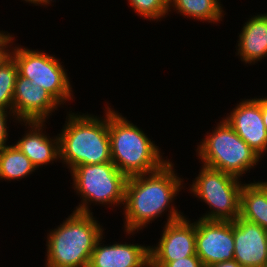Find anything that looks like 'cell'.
<instances>
[{"label":"cell","mask_w":267,"mask_h":267,"mask_svg":"<svg viewBox=\"0 0 267 267\" xmlns=\"http://www.w3.org/2000/svg\"><path fill=\"white\" fill-rule=\"evenodd\" d=\"M243 184L240 192V217L267 230V182Z\"/></svg>","instance_id":"e0dca14e"},{"label":"cell","mask_w":267,"mask_h":267,"mask_svg":"<svg viewBox=\"0 0 267 267\" xmlns=\"http://www.w3.org/2000/svg\"><path fill=\"white\" fill-rule=\"evenodd\" d=\"M172 10L184 18L211 24L220 23L225 15L220 0H169V12Z\"/></svg>","instance_id":"ac0fdd59"},{"label":"cell","mask_w":267,"mask_h":267,"mask_svg":"<svg viewBox=\"0 0 267 267\" xmlns=\"http://www.w3.org/2000/svg\"><path fill=\"white\" fill-rule=\"evenodd\" d=\"M108 131L111 161L127 177L152 173L169 161L163 158L164 153L155 141L111 106H108Z\"/></svg>","instance_id":"3957f363"},{"label":"cell","mask_w":267,"mask_h":267,"mask_svg":"<svg viewBox=\"0 0 267 267\" xmlns=\"http://www.w3.org/2000/svg\"><path fill=\"white\" fill-rule=\"evenodd\" d=\"M36 167L14 144H6L0 150V180L19 181L29 177Z\"/></svg>","instance_id":"d6986e66"},{"label":"cell","mask_w":267,"mask_h":267,"mask_svg":"<svg viewBox=\"0 0 267 267\" xmlns=\"http://www.w3.org/2000/svg\"><path fill=\"white\" fill-rule=\"evenodd\" d=\"M129 7L144 20H156V22L169 13V0H128Z\"/></svg>","instance_id":"44dd1931"},{"label":"cell","mask_w":267,"mask_h":267,"mask_svg":"<svg viewBox=\"0 0 267 267\" xmlns=\"http://www.w3.org/2000/svg\"><path fill=\"white\" fill-rule=\"evenodd\" d=\"M206 133L195 149L202 165L241 179L261 162L262 158L223 118L211 133Z\"/></svg>","instance_id":"5b68a950"},{"label":"cell","mask_w":267,"mask_h":267,"mask_svg":"<svg viewBox=\"0 0 267 267\" xmlns=\"http://www.w3.org/2000/svg\"><path fill=\"white\" fill-rule=\"evenodd\" d=\"M236 56L245 64L255 65L267 57V13L251 15L243 25Z\"/></svg>","instance_id":"2e32d148"},{"label":"cell","mask_w":267,"mask_h":267,"mask_svg":"<svg viewBox=\"0 0 267 267\" xmlns=\"http://www.w3.org/2000/svg\"><path fill=\"white\" fill-rule=\"evenodd\" d=\"M102 117L67 111L65 124L58 134L59 159L71 171L78 165L111 161L108 131V106ZM82 115H81V114Z\"/></svg>","instance_id":"7a4b0ae2"},{"label":"cell","mask_w":267,"mask_h":267,"mask_svg":"<svg viewBox=\"0 0 267 267\" xmlns=\"http://www.w3.org/2000/svg\"><path fill=\"white\" fill-rule=\"evenodd\" d=\"M196 255L204 267L234 260L233 221L196 220Z\"/></svg>","instance_id":"9c48e42d"},{"label":"cell","mask_w":267,"mask_h":267,"mask_svg":"<svg viewBox=\"0 0 267 267\" xmlns=\"http://www.w3.org/2000/svg\"><path fill=\"white\" fill-rule=\"evenodd\" d=\"M103 239L104 233L95 244L88 267H150L149 245L128 242L106 245Z\"/></svg>","instance_id":"5bb4252c"},{"label":"cell","mask_w":267,"mask_h":267,"mask_svg":"<svg viewBox=\"0 0 267 267\" xmlns=\"http://www.w3.org/2000/svg\"><path fill=\"white\" fill-rule=\"evenodd\" d=\"M14 39V35L9 32L0 31V66L11 57V46L15 41Z\"/></svg>","instance_id":"603a6c76"},{"label":"cell","mask_w":267,"mask_h":267,"mask_svg":"<svg viewBox=\"0 0 267 267\" xmlns=\"http://www.w3.org/2000/svg\"><path fill=\"white\" fill-rule=\"evenodd\" d=\"M150 267H204V265L195 254L169 263H150Z\"/></svg>","instance_id":"7402d4cb"},{"label":"cell","mask_w":267,"mask_h":267,"mask_svg":"<svg viewBox=\"0 0 267 267\" xmlns=\"http://www.w3.org/2000/svg\"><path fill=\"white\" fill-rule=\"evenodd\" d=\"M11 57L17 64L20 76L29 79L32 85L46 90L61 105L74 99L67 70L55 55L15 45L12 46Z\"/></svg>","instance_id":"ba28073f"},{"label":"cell","mask_w":267,"mask_h":267,"mask_svg":"<svg viewBox=\"0 0 267 267\" xmlns=\"http://www.w3.org/2000/svg\"><path fill=\"white\" fill-rule=\"evenodd\" d=\"M261 114L263 118V123L267 130V96L261 98Z\"/></svg>","instance_id":"d4e9b609"},{"label":"cell","mask_w":267,"mask_h":267,"mask_svg":"<svg viewBox=\"0 0 267 267\" xmlns=\"http://www.w3.org/2000/svg\"><path fill=\"white\" fill-rule=\"evenodd\" d=\"M200 168L188 189L197 200L203 201L210 208L199 219L234 221L240 217V192L244 182L220 170L204 165Z\"/></svg>","instance_id":"52a82bcc"},{"label":"cell","mask_w":267,"mask_h":267,"mask_svg":"<svg viewBox=\"0 0 267 267\" xmlns=\"http://www.w3.org/2000/svg\"><path fill=\"white\" fill-rule=\"evenodd\" d=\"M61 104L40 86H34L31 81L18 74L14 95L13 122H46Z\"/></svg>","instance_id":"7c38bea8"},{"label":"cell","mask_w":267,"mask_h":267,"mask_svg":"<svg viewBox=\"0 0 267 267\" xmlns=\"http://www.w3.org/2000/svg\"><path fill=\"white\" fill-rule=\"evenodd\" d=\"M54 1L53 0H30L28 3H29V5L31 3V4H34V6H41L42 5V6L46 7V6L52 5L51 3Z\"/></svg>","instance_id":"4316f807"},{"label":"cell","mask_w":267,"mask_h":267,"mask_svg":"<svg viewBox=\"0 0 267 267\" xmlns=\"http://www.w3.org/2000/svg\"><path fill=\"white\" fill-rule=\"evenodd\" d=\"M18 67L12 57L0 66V110L13 113V95Z\"/></svg>","instance_id":"ffe728a7"},{"label":"cell","mask_w":267,"mask_h":267,"mask_svg":"<svg viewBox=\"0 0 267 267\" xmlns=\"http://www.w3.org/2000/svg\"><path fill=\"white\" fill-rule=\"evenodd\" d=\"M208 267H242V266L236 260H232V261H223L215 263Z\"/></svg>","instance_id":"484cf974"},{"label":"cell","mask_w":267,"mask_h":267,"mask_svg":"<svg viewBox=\"0 0 267 267\" xmlns=\"http://www.w3.org/2000/svg\"><path fill=\"white\" fill-rule=\"evenodd\" d=\"M9 115V116H8ZM12 116V117H11ZM11 117L12 119L16 120L14 118V115L12 112H7L5 110H0V150L7 144L8 137H9V126L8 125V118Z\"/></svg>","instance_id":"cb8c5ba5"},{"label":"cell","mask_w":267,"mask_h":267,"mask_svg":"<svg viewBox=\"0 0 267 267\" xmlns=\"http://www.w3.org/2000/svg\"><path fill=\"white\" fill-rule=\"evenodd\" d=\"M234 260L242 267H267V230L241 217L233 221Z\"/></svg>","instance_id":"4fadbf2b"},{"label":"cell","mask_w":267,"mask_h":267,"mask_svg":"<svg viewBox=\"0 0 267 267\" xmlns=\"http://www.w3.org/2000/svg\"><path fill=\"white\" fill-rule=\"evenodd\" d=\"M183 182L170 160L157 171L128 177L122 208L125 234L134 235L167 211L166 223L185 217L174 203L185 187Z\"/></svg>","instance_id":"6da1fadb"},{"label":"cell","mask_w":267,"mask_h":267,"mask_svg":"<svg viewBox=\"0 0 267 267\" xmlns=\"http://www.w3.org/2000/svg\"><path fill=\"white\" fill-rule=\"evenodd\" d=\"M156 246L149 247L150 263H169L196 254V221L183 217L166 223Z\"/></svg>","instance_id":"30bf717a"},{"label":"cell","mask_w":267,"mask_h":267,"mask_svg":"<svg viewBox=\"0 0 267 267\" xmlns=\"http://www.w3.org/2000/svg\"><path fill=\"white\" fill-rule=\"evenodd\" d=\"M93 213H72L50 229L46 239L45 267H88L97 240L104 233Z\"/></svg>","instance_id":"277c9868"},{"label":"cell","mask_w":267,"mask_h":267,"mask_svg":"<svg viewBox=\"0 0 267 267\" xmlns=\"http://www.w3.org/2000/svg\"><path fill=\"white\" fill-rule=\"evenodd\" d=\"M73 189L81 202L74 211L93 213L90 206L122 207L125 200V186L128 177L121 173L113 162L78 165L70 171ZM90 205V206H89Z\"/></svg>","instance_id":"8992f818"},{"label":"cell","mask_w":267,"mask_h":267,"mask_svg":"<svg viewBox=\"0 0 267 267\" xmlns=\"http://www.w3.org/2000/svg\"><path fill=\"white\" fill-rule=\"evenodd\" d=\"M21 126H26L22 138L18 139L15 146L24 153L33 165L38 170L39 167L52 164L54 161H59V137L53 136L50 138L49 134L46 135L45 122H19ZM45 128V129H44Z\"/></svg>","instance_id":"9a60e30c"},{"label":"cell","mask_w":267,"mask_h":267,"mask_svg":"<svg viewBox=\"0 0 267 267\" xmlns=\"http://www.w3.org/2000/svg\"><path fill=\"white\" fill-rule=\"evenodd\" d=\"M261 158L267 152V130L261 114V98L241 99L223 118Z\"/></svg>","instance_id":"8fae6325"}]
</instances>
